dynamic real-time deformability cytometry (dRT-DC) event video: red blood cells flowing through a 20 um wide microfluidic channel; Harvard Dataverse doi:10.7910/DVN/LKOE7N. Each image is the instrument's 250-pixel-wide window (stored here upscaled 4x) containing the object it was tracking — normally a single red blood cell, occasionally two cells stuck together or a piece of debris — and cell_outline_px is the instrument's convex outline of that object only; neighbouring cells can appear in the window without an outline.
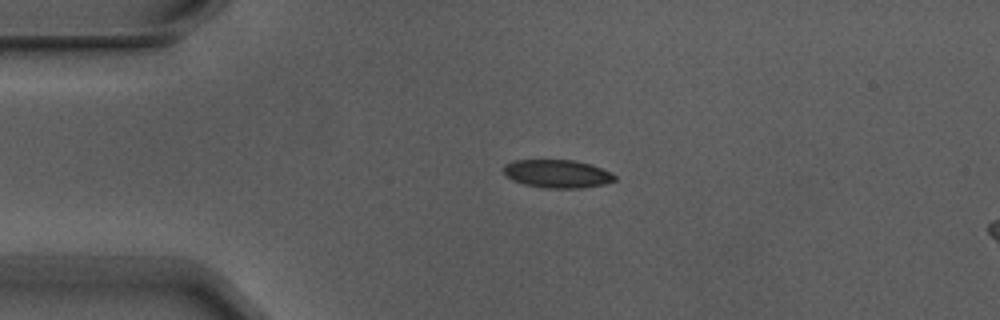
{"species": "Egyptian fruit bat (a non-hibernating species)", "species_latin": "Rousettus aegyptiacus", "temperature_condition": "warm", "stored_images_in_passage": 4, "segment_of_instrument_passage": [1, 2], "camera_frame_rate_fps": 3000, "um_per_image_px": 0.085, "animal": {"sex": "male"}, "frame": {"image": 1, "passage_image": 2, "time_ms": 0.333, "image_size_px": [1000, 320], "cell_outline_px": [[616, 180], [604, 184], [580, 188], [544, 188], [524, 184], [512, 180], [504, 172], [504, 164], [516, 160], [572, 160], [592, 164], [616, 176]], "centroid_in_image_um": [47.36, 14.77], "position_along_channel_um": 37.6, "area_um2": 18.09}}